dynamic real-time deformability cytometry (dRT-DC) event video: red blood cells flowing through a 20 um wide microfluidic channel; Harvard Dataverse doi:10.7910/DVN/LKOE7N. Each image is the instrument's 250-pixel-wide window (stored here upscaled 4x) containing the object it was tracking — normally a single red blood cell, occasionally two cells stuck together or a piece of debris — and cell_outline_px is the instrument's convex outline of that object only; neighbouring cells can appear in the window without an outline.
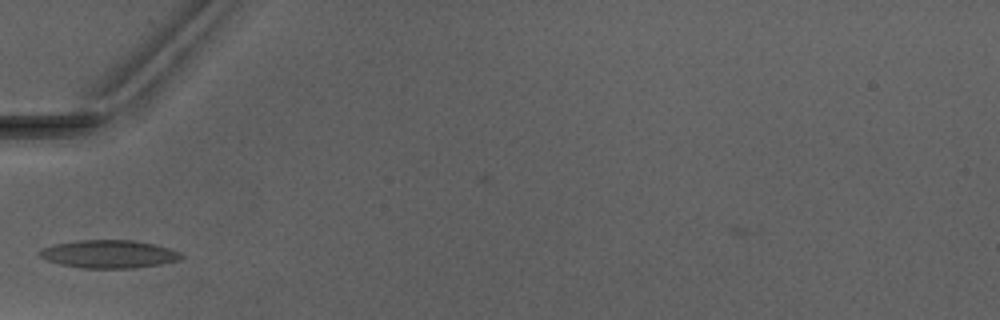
{"species": "Egyptian fruit bat (a non-hibernating species)", "species_latin": "Rousettus aegyptiacus", "temperature_condition": "warm", "stored_images_in_passage": 3, "camera_frame_rate_fps": 3000, "um_per_image_px": 0.085, "animal": {"sex": "male"}, "frame": {"image": 1, "passage_image": 2, "time_ms": 1.333, "image_size_px": [1000, 320], "cell_outline_px": [[184, 256], [180, 260], [160, 264], [136, 268], [80, 268], [60, 264], [48, 260], [40, 256], [36, 252], [52, 244], [76, 240], [132, 240], [152, 244], [168, 248], [180, 252]], "centroid_in_image_um": [9.24, 21.6], "position_along_channel_um": 75.8, "area_um2": 23.12}}
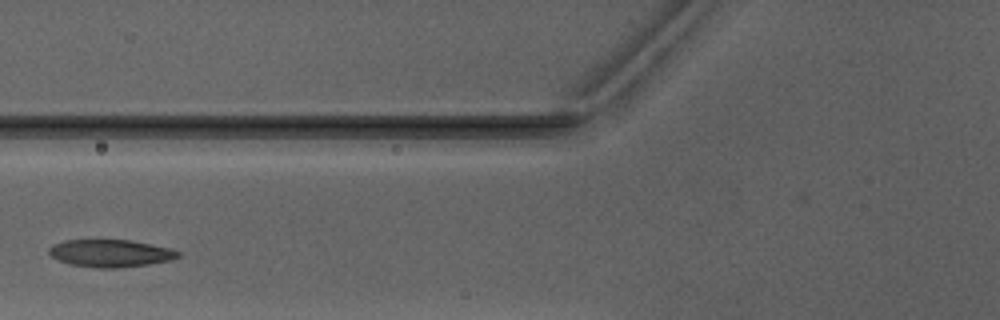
{"frame": {"image": 2, "passage_image": 3, "time_ms": 2.333, "image_size_px": [1000, 320], "cell_outline_px": [[180, 256], [172, 260], [148, 264], [116, 268], [96, 268], [72, 264], [56, 260], [48, 252], [48, 248], [52, 244], [64, 240], [128, 240], [172, 248], [180, 252]], "centroid_in_image_um": [9.38, 21.52], "position_along_channel_um": 116.4, "area_um2": 20.69}}